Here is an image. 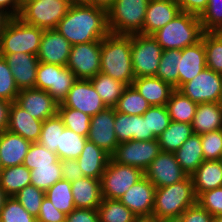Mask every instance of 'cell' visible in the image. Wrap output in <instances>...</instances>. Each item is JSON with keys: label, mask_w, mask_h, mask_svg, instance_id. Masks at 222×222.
Instances as JSON below:
<instances>
[{"label": "cell", "mask_w": 222, "mask_h": 222, "mask_svg": "<svg viewBox=\"0 0 222 222\" xmlns=\"http://www.w3.org/2000/svg\"><path fill=\"white\" fill-rule=\"evenodd\" d=\"M55 29L71 45L101 41L110 33L107 11L85 3H72Z\"/></svg>", "instance_id": "cell-1"}, {"label": "cell", "mask_w": 222, "mask_h": 222, "mask_svg": "<svg viewBox=\"0 0 222 222\" xmlns=\"http://www.w3.org/2000/svg\"><path fill=\"white\" fill-rule=\"evenodd\" d=\"M100 72L132 85L135 75L131 60V35L109 33L101 40Z\"/></svg>", "instance_id": "cell-2"}, {"label": "cell", "mask_w": 222, "mask_h": 222, "mask_svg": "<svg viewBox=\"0 0 222 222\" xmlns=\"http://www.w3.org/2000/svg\"><path fill=\"white\" fill-rule=\"evenodd\" d=\"M196 202L191 176H187L181 182L156 188L152 216L166 222L177 221Z\"/></svg>", "instance_id": "cell-3"}, {"label": "cell", "mask_w": 222, "mask_h": 222, "mask_svg": "<svg viewBox=\"0 0 222 222\" xmlns=\"http://www.w3.org/2000/svg\"><path fill=\"white\" fill-rule=\"evenodd\" d=\"M203 33L199 16L181 11L152 36L163 50H182L199 42Z\"/></svg>", "instance_id": "cell-4"}, {"label": "cell", "mask_w": 222, "mask_h": 222, "mask_svg": "<svg viewBox=\"0 0 222 222\" xmlns=\"http://www.w3.org/2000/svg\"><path fill=\"white\" fill-rule=\"evenodd\" d=\"M149 0H115L107 11L112 34H143V23Z\"/></svg>", "instance_id": "cell-5"}, {"label": "cell", "mask_w": 222, "mask_h": 222, "mask_svg": "<svg viewBox=\"0 0 222 222\" xmlns=\"http://www.w3.org/2000/svg\"><path fill=\"white\" fill-rule=\"evenodd\" d=\"M44 29L25 24L13 17L0 34V54L17 52L37 55Z\"/></svg>", "instance_id": "cell-6"}, {"label": "cell", "mask_w": 222, "mask_h": 222, "mask_svg": "<svg viewBox=\"0 0 222 222\" xmlns=\"http://www.w3.org/2000/svg\"><path fill=\"white\" fill-rule=\"evenodd\" d=\"M69 0H33L24 2L19 18L28 25L38 28L55 29L59 21L66 15Z\"/></svg>", "instance_id": "cell-7"}, {"label": "cell", "mask_w": 222, "mask_h": 222, "mask_svg": "<svg viewBox=\"0 0 222 222\" xmlns=\"http://www.w3.org/2000/svg\"><path fill=\"white\" fill-rule=\"evenodd\" d=\"M163 49L152 35H131V60L135 78L156 76Z\"/></svg>", "instance_id": "cell-8"}, {"label": "cell", "mask_w": 222, "mask_h": 222, "mask_svg": "<svg viewBox=\"0 0 222 222\" xmlns=\"http://www.w3.org/2000/svg\"><path fill=\"white\" fill-rule=\"evenodd\" d=\"M143 177L144 172L141 169L118 164L110 158L100 180L102 198L119 200Z\"/></svg>", "instance_id": "cell-9"}, {"label": "cell", "mask_w": 222, "mask_h": 222, "mask_svg": "<svg viewBox=\"0 0 222 222\" xmlns=\"http://www.w3.org/2000/svg\"><path fill=\"white\" fill-rule=\"evenodd\" d=\"M77 80L66 66L39 62L35 88L47 91L60 104Z\"/></svg>", "instance_id": "cell-10"}, {"label": "cell", "mask_w": 222, "mask_h": 222, "mask_svg": "<svg viewBox=\"0 0 222 222\" xmlns=\"http://www.w3.org/2000/svg\"><path fill=\"white\" fill-rule=\"evenodd\" d=\"M161 152L157 139L137 141L131 140L118 144L111 159L122 165L141 169L143 172Z\"/></svg>", "instance_id": "cell-11"}, {"label": "cell", "mask_w": 222, "mask_h": 222, "mask_svg": "<svg viewBox=\"0 0 222 222\" xmlns=\"http://www.w3.org/2000/svg\"><path fill=\"white\" fill-rule=\"evenodd\" d=\"M101 41L75 44L71 46L68 67L77 79L89 80L100 73Z\"/></svg>", "instance_id": "cell-12"}, {"label": "cell", "mask_w": 222, "mask_h": 222, "mask_svg": "<svg viewBox=\"0 0 222 222\" xmlns=\"http://www.w3.org/2000/svg\"><path fill=\"white\" fill-rule=\"evenodd\" d=\"M222 89V74L205 68L192 80L183 84L178 91L189 97L193 102L216 103L219 102Z\"/></svg>", "instance_id": "cell-13"}, {"label": "cell", "mask_w": 222, "mask_h": 222, "mask_svg": "<svg viewBox=\"0 0 222 222\" xmlns=\"http://www.w3.org/2000/svg\"><path fill=\"white\" fill-rule=\"evenodd\" d=\"M106 107L91 81L86 79H78L69 90L67 97L58 105V108H72L90 117Z\"/></svg>", "instance_id": "cell-14"}, {"label": "cell", "mask_w": 222, "mask_h": 222, "mask_svg": "<svg viewBox=\"0 0 222 222\" xmlns=\"http://www.w3.org/2000/svg\"><path fill=\"white\" fill-rule=\"evenodd\" d=\"M115 108L106 107L91 117L88 141L103 149L110 156L118 146V139L114 129Z\"/></svg>", "instance_id": "cell-15"}, {"label": "cell", "mask_w": 222, "mask_h": 222, "mask_svg": "<svg viewBox=\"0 0 222 222\" xmlns=\"http://www.w3.org/2000/svg\"><path fill=\"white\" fill-rule=\"evenodd\" d=\"M144 176L156 187L181 182L187 177L174 153L161 151L144 171Z\"/></svg>", "instance_id": "cell-16"}, {"label": "cell", "mask_w": 222, "mask_h": 222, "mask_svg": "<svg viewBox=\"0 0 222 222\" xmlns=\"http://www.w3.org/2000/svg\"><path fill=\"white\" fill-rule=\"evenodd\" d=\"M16 103L32 117L41 121L58 113L59 103L47 91L38 88L20 90Z\"/></svg>", "instance_id": "cell-17"}, {"label": "cell", "mask_w": 222, "mask_h": 222, "mask_svg": "<svg viewBox=\"0 0 222 222\" xmlns=\"http://www.w3.org/2000/svg\"><path fill=\"white\" fill-rule=\"evenodd\" d=\"M156 187L144 176L119 199L137 217L152 216Z\"/></svg>", "instance_id": "cell-18"}, {"label": "cell", "mask_w": 222, "mask_h": 222, "mask_svg": "<svg viewBox=\"0 0 222 222\" xmlns=\"http://www.w3.org/2000/svg\"><path fill=\"white\" fill-rule=\"evenodd\" d=\"M71 46L70 42L56 29H46L41 37L37 58L39 62L66 66Z\"/></svg>", "instance_id": "cell-19"}, {"label": "cell", "mask_w": 222, "mask_h": 222, "mask_svg": "<svg viewBox=\"0 0 222 222\" xmlns=\"http://www.w3.org/2000/svg\"><path fill=\"white\" fill-rule=\"evenodd\" d=\"M6 60L19 90L35 88L36 73L39 64L37 55L17 52L0 54Z\"/></svg>", "instance_id": "cell-20"}, {"label": "cell", "mask_w": 222, "mask_h": 222, "mask_svg": "<svg viewBox=\"0 0 222 222\" xmlns=\"http://www.w3.org/2000/svg\"><path fill=\"white\" fill-rule=\"evenodd\" d=\"M114 129L119 144L131 140L157 139L153 134H148L147 118L142 115H128L115 110Z\"/></svg>", "instance_id": "cell-21"}, {"label": "cell", "mask_w": 222, "mask_h": 222, "mask_svg": "<svg viewBox=\"0 0 222 222\" xmlns=\"http://www.w3.org/2000/svg\"><path fill=\"white\" fill-rule=\"evenodd\" d=\"M43 121L32 117L16 102H12L9 109L7 130L20 135L31 143L38 142L42 131Z\"/></svg>", "instance_id": "cell-22"}, {"label": "cell", "mask_w": 222, "mask_h": 222, "mask_svg": "<svg viewBox=\"0 0 222 222\" xmlns=\"http://www.w3.org/2000/svg\"><path fill=\"white\" fill-rule=\"evenodd\" d=\"M180 12L176 0H149L143 23V34L152 35Z\"/></svg>", "instance_id": "cell-23"}, {"label": "cell", "mask_w": 222, "mask_h": 222, "mask_svg": "<svg viewBox=\"0 0 222 222\" xmlns=\"http://www.w3.org/2000/svg\"><path fill=\"white\" fill-rule=\"evenodd\" d=\"M206 68L203 40L181 50L178 68V89Z\"/></svg>", "instance_id": "cell-24"}, {"label": "cell", "mask_w": 222, "mask_h": 222, "mask_svg": "<svg viewBox=\"0 0 222 222\" xmlns=\"http://www.w3.org/2000/svg\"><path fill=\"white\" fill-rule=\"evenodd\" d=\"M31 142L20 135L4 130L0 133V160L2 168L22 165Z\"/></svg>", "instance_id": "cell-25"}, {"label": "cell", "mask_w": 222, "mask_h": 222, "mask_svg": "<svg viewBox=\"0 0 222 222\" xmlns=\"http://www.w3.org/2000/svg\"><path fill=\"white\" fill-rule=\"evenodd\" d=\"M111 156L93 142L86 141L81 155L76 159L84 177L101 180Z\"/></svg>", "instance_id": "cell-26"}, {"label": "cell", "mask_w": 222, "mask_h": 222, "mask_svg": "<svg viewBox=\"0 0 222 222\" xmlns=\"http://www.w3.org/2000/svg\"><path fill=\"white\" fill-rule=\"evenodd\" d=\"M132 85L151 106L166 105L175 90L170 84L156 76L135 78Z\"/></svg>", "instance_id": "cell-27"}, {"label": "cell", "mask_w": 222, "mask_h": 222, "mask_svg": "<svg viewBox=\"0 0 222 222\" xmlns=\"http://www.w3.org/2000/svg\"><path fill=\"white\" fill-rule=\"evenodd\" d=\"M71 188L76 208L98 209L103 199L100 180L83 177L72 181Z\"/></svg>", "instance_id": "cell-28"}, {"label": "cell", "mask_w": 222, "mask_h": 222, "mask_svg": "<svg viewBox=\"0 0 222 222\" xmlns=\"http://www.w3.org/2000/svg\"><path fill=\"white\" fill-rule=\"evenodd\" d=\"M191 179L196 197L205 191L222 187V160H204Z\"/></svg>", "instance_id": "cell-29"}, {"label": "cell", "mask_w": 222, "mask_h": 222, "mask_svg": "<svg viewBox=\"0 0 222 222\" xmlns=\"http://www.w3.org/2000/svg\"><path fill=\"white\" fill-rule=\"evenodd\" d=\"M193 134H204L222 129V106L216 103L197 105L192 122Z\"/></svg>", "instance_id": "cell-30"}, {"label": "cell", "mask_w": 222, "mask_h": 222, "mask_svg": "<svg viewBox=\"0 0 222 222\" xmlns=\"http://www.w3.org/2000/svg\"><path fill=\"white\" fill-rule=\"evenodd\" d=\"M174 155L182 170L191 176L204 161L200 135L192 134Z\"/></svg>", "instance_id": "cell-31"}, {"label": "cell", "mask_w": 222, "mask_h": 222, "mask_svg": "<svg viewBox=\"0 0 222 222\" xmlns=\"http://www.w3.org/2000/svg\"><path fill=\"white\" fill-rule=\"evenodd\" d=\"M31 184V172L22 165L3 168L0 172V186L8 197H14Z\"/></svg>", "instance_id": "cell-32"}, {"label": "cell", "mask_w": 222, "mask_h": 222, "mask_svg": "<svg viewBox=\"0 0 222 222\" xmlns=\"http://www.w3.org/2000/svg\"><path fill=\"white\" fill-rule=\"evenodd\" d=\"M192 134V124L171 121L157 140L161 151L175 153Z\"/></svg>", "instance_id": "cell-33"}, {"label": "cell", "mask_w": 222, "mask_h": 222, "mask_svg": "<svg viewBox=\"0 0 222 222\" xmlns=\"http://www.w3.org/2000/svg\"><path fill=\"white\" fill-rule=\"evenodd\" d=\"M197 105L189 97L175 89L166 103V108L171 121L192 124Z\"/></svg>", "instance_id": "cell-34"}, {"label": "cell", "mask_w": 222, "mask_h": 222, "mask_svg": "<svg viewBox=\"0 0 222 222\" xmlns=\"http://www.w3.org/2000/svg\"><path fill=\"white\" fill-rule=\"evenodd\" d=\"M107 107H115L126 85L103 73L89 79Z\"/></svg>", "instance_id": "cell-35"}, {"label": "cell", "mask_w": 222, "mask_h": 222, "mask_svg": "<svg viewBox=\"0 0 222 222\" xmlns=\"http://www.w3.org/2000/svg\"><path fill=\"white\" fill-rule=\"evenodd\" d=\"M99 222H135L137 216L119 200L103 198L98 206Z\"/></svg>", "instance_id": "cell-36"}, {"label": "cell", "mask_w": 222, "mask_h": 222, "mask_svg": "<svg viewBox=\"0 0 222 222\" xmlns=\"http://www.w3.org/2000/svg\"><path fill=\"white\" fill-rule=\"evenodd\" d=\"M150 107L151 105L137 89L133 85H128L114 108L128 115H143Z\"/></svg>", "instance_id": "cell-37"}, {"label": "cell", "mask_w": 222, "mask_h": 222, "mask_svg": "<svg viewBox=\"0 0 222 222\" xmlns=\"http://www.w3.org/2000/svg\"><path fill=\"white\" fill-rule=\"evenodd\" d=\"M180 49L163 50L156 77L178 90Z\"/></svg>", "instance_id": "cell-38"}, {"label": "cell", "mask_w": 222, "mask_h": 222, "mask_svg": "<svg viewBox=\"0 0 222 222\" xmlns=\"http://www.w3.org/2000/svg\"><path fill=\"white\" fill-rule=\"evenodd\" d=\"M45 197L49 199L53 206L66 215L72 212L76 207L72 195L71 182L67 180L57 181L47 191Z\"/></svg>", "instance_id": "cell-39"}, {"label": "cell", "mask_w": 222, "mask_h": 222, "mask_svg": "<svg viewBox=\"0 0 222 222\" xmlns=\"http://www.w3.org/2000/svg\"><path fill=\"white\" fill-rule=\"evenodd\" d=\"M206 67L222 74V32H204Z\"/></svg>", "instance_id": "cell-40"}, {"label": "cell", "mask_w": 222, "mask_h": 222, "mask_svg": "<svg viewBox=\"0 0 222 222\" xmlns=\"http://www.w3.org/2000/svg\"><path fill=\"white\" fill-rule=\"evenodd\" d=\"M87 140V137L78 135L72 130L64 128L62 134H60L56 154L60 160L77 159L81 155Z\"/></svg>", "instance_id": "cell-41"}, {"label": "cell", "mask_w": 222, "mask_h": 222, "mask_svg": "<svg viewBox=\"0 0 222 222\" xmlns=\"http://www.w3.org/2000/svg\"><path fill=\"white\" fill-rule=\"evenodd\" d=\"M64 128L65 125L58 113L46 119L43 121L38 143L46 147L49 151L56 153L59 146L60 134H62Z\"/></svg>", "instance_id": "cell-42"}, {"label": "cell", "mask_w": 222, "mask_h": 222, "mask_svg": "<svg viewBox=\"0 0 222 222\" xmlns=\"http://www.w3.org/2000/svg\"><path fill=\"white\" fill-rule=\"evenodd\" d=\"M30 172L31 184L43 191H47L57 181L63 179L61 173V160L52 164V166H35V169Z\"/></svg>", "instance_id": "cell-43"}, {"label": "cell", "mask_w": 222, "mask_h": 222, "mask_svg": "<svg viewBox=\"0 0 222 222\" xmlns=\"http://www.w3.org/2000/svg\"><path fill=\"white\" fill-rule=\"evenodd\" d=\"M58 114L62 118L65 128L78 135L88 136L91 120L89 115L72 108H58Z\"/></svg>", "instance_id": "cell-44"}, {"label": "cell", "mask_w": 222, "mask_h": 222, "mask_svg": "<svg viewBox=\"0 0 222 222\" xmlns=\"http://www.w3.org/2000/svg\"><path fill=\"white\" fill-rule=\"evenodd\" d=\"M56 153L49 151L38 142L31 143L28 152L24 158L23 165L30 171L35 169V166H52L59 161Z\"/></svg>", "instance_id": "cell-45"}, {"label": "cell", "mask_w": 222, "mask_h": 222, "mask_svg": "<svg viewBox=\"0 0 222 222\" xmlns=\"http://www.w3.org/2000/svg\"><path fill=\"white\" fill-rule=\"evenodd\" d=\"M147 118L148 134L158 138L169 126L171 118L166 105L151 106L143 115Z\"/></svg>", "instance_id": "cell-46"}, {"label": "cell", "mask_w": 222, "mask_h": 222, "mask_svg": "<svg viewBox=\"0 0 222 222\" xmlns=\"http://www.w3.org/2000/svg\"><path fill=\"white\" fill-rule=\"evenodd\" d=\"M199 19L203 32H222V0H209Z\"/></svg>", "instance_id": "cell-47"}, {"label": "cell", "mask_w": 222, "mask_h": 222, "mask_svg": "<svg viewBox=\"0 0 222 222\" xmlns=\"http://www.w3.org/2000/svg\"><path fill=\"white\" fill-rule=\"evenodd\" d=\"M44 197L45 191L30 184L20 190L14 196V199H16L31 215L37 218Z\"/></svg>", "instance_id": "cell-48"}, {"label": "cell", "mask_w": 222, "mask_h": 222, "mask_svg": "<svg viewBox=\"0 0 222 222\" xmlns=\"http://www.w3.org/2000/svg\"><path fill=\"white\" fill-rule=\"evenodd\" d=\"M0 222H38L14 197H8L0 212Z\"/></svg>", "instance_id": "cell-49"}, {"label": "cell", "mask_w": 222, "mask_h": 222, "mask_svg": "<svg viewBox=\"0 0 222 222\" xmlns=\"http://www.w3.org/2000/svg\"><path fill=\"white\" fill-rule=\"evenodd\" d=\"M19 92L6 60L0 56V99L16 102Z\"/></svg>", "instance_id": "cell-50"}, {"label": "cell", "mask_w": 222, "mask_h": 222, "mask_svg": "<svg viewBox=\"0 0 222 222\" xmlns=\"http://www.w3.org/2000/svg\"><path fill=\"white\" fill-rule=\"evenodd\" d=\"M204 160L222 159V129L200 135Z\"/></svg>", "instance_id": "cell-51"}, {"label": "cell", "mask_w": 222, "mask_h": 222, "mask_svg": "<svg viewBox=\"0 0 222 222\" xmlns=\"http://www.w3.org/2000/svg\"><path fill=\"white\" fill-rule=\"evenodd\" d=\"M197 202L213 216L222 214V187L201 193Z\"/></svg>", "instance_id": "cell-52"}, {"label": "cell", "mask_w": 222, "mask_h": 222, "mask_svg": "<svg viewBox=\"0 0 222 222\" xmlns=\"http://www.w3.org/2000/svg\"><path fill=\"white\" fill-rule=\"evenodd\" d=\"M177 222H214V216L196 202L180 215Z\"/></svg>", "instance_id": "cell-53"}, {"label": "cell", "mask_w": 222, "mask_h": 222, "mask_svg": "<svg viewBox=\"0 0 222 222\" xmlns=\"http://www.w3.org/2000/svg\"><path fill=\"white\" fill-rule=\"evenodd\" d=\"M66 214L55 208L52 202L46 197L43 198L39 215L37 216L38 222H66Z\"/></svg>", "instance_id": "cell-54"}, {"label": "cell", "mask_w": 222, "mask_h": 222, "mask_svg": "<svg viewBox=\"0 0 222 222\" xmlns=\"http://www.w3.org/2000/svg\"><path fill=\"white\" fill-rule=\"evenodd\" d=\"M66 222H99L98 210L75 208L67 214Z\"/></svg>", "instance_id": "cell-55"}, {"label": "cell", "mask_w": 222, "mask_h": 222, "mask_svg": "<svg viewBox=\"0 0 222 222\" xmlns=\"http://www.w3.org/2000/svg\"><path fill=\"white\" fill-rule=\"evenodd\" d=\"M61 173L64 180L69 182L83 178V172L76 159L61 160Z\"/></svg>", "instance_id": "cell-56"}, {"label": "cell", "mask_w": 222, "mask_h": 222, "mask_svg": "<svg viewBox=\"0 0 222 222\" xmlns=\"http://www.w3.org/2000/svg\"><path fill=\"white\" fill-rule=\"evenodd\" d=\"M209 0H176L180 11L200 16L206 9Z\"/></svg>", "instance_id": "cell-57"}, {"label": "cell", "mask_w": 222, "mask_h": 222, "mask_svg": "<svg viewBox=\"0 0 222 222\" xmlns=\"http://www.w3.org/2000/svg\"><path fill=\"white\" fill-rule=\"evenodd\" d=\"M22 4L20 0H0V8L8 12L12 17H18Z\"/></svg>", "instance_id": "cell-58"}, {"label": "cell", "mask_w": 222, "mask_h": 222, "mask_svg": "<svg viewBox=\"0 0 222 222\" xmlns=\"http://www.w3.org/2000/svg\"><path fill=\"white\" fill-rule=\"evenodd\" d=\"M11 102L0 99V133L7 130Z\"/></svg>", "instance_id": "cell-59"}, {"label": "cell", "mask_w": 222, "mask_h": 222, "mask_svg": "<svg viewBox=\"0 0 222 222\" xmlns=\"http://www.w3.org/2000/svg\"><path fill=\"white\" fill-rule=\"evenodd\" d=\"M114 1L115 0H86L84 3L108 11L112 7Z\"/></svg>", "instance_id": "cell-60"}, {"label": "cell", "mask_w": 222, "mask_h": 222, "mask_svg": "<svg viewBox=\"0 0 222 222\" xmlns=\"http://www.w3.org/2000/svg\"><path fill=\"white\" fill-rule=\"evenodd\" d=\"M12 18L13 17L8 12H6L4 9L0 8V34L4 31L8 22Z\"/></svg>", "instance_id": "cell-61"}, {"label": "cell", "mask_w": 222, "mask_h": 222, "mask_svg": "<svg viewBox=\"0 0 222 222\" xmlns=\"http://www.w3.org/2000/svg\"><path fill=\"white\" fill-rule=\"evenodd\" d=\"M135 222H166V221L160 220L154 216H147V217H137Z\"/></svg>", "instance_id": "cell-62"}, {"label": "cell", "mask_w": 222, "mask_h": 222, "mask_svg": "<svg viewBox=\"0 0 222 222\" xmlns=\"http://www.w3.org/2000/svg\"><path fill=\"white\" fill-rule=\"evenodd\" d=\"M8 198L6 193L3 191V189L0 186V212L2 210V207L4 206L5 200Z\"/></svg>", "instance_id": "cell-63"}, {"label": "cell", "mask_w": 222, "mask_h": 222, "mask_svg": "<svg viewBox=\"0 0 222 222\" xmlns=\"http://www.w3.org/2000/svg\"><path fill=\"white\" fill-rule=\"evenodd\" d=\"M214 222H222V214L214 216Z\"/></svg>", "instance_id": "cell-64"}, {"label": "cell", "mask_w": 222, "mask_h": 222, "mask_svg": "<svg viewBox=\"0 0 222 222\" xmlns=\"http://www.w3.org/2000/svg\"><path fill=\"white\" fill-rule=\"evenodd\" d=\"M71 3H84L86 0H69Z\"/></svg>", "instance_id": "cell-65"}, {"label": "cell", "mask_w": 222, "mask_h": 222, "mask_svg": "<svg viewBox=\"0 0 222 222\" xmlns=\"http://www.w3.org/2000/svg\"><path fill=\"white\" fill-rule=\"evenodd\" d=\"M219 104L222 106V89H221V97H220V100H219Z\"/></svg>", "instance_id": "cell-66"}, {"label": "cell", "mask_w": 222, "mask_h": 222, "mask_svg": "<svg viewBox=\"0 0 222 222\" xmlns=\"http://www.w3.org/2000/svg\"><path fill=\"white\" fill-rule=\"evenodd\" d=\"M28 1H33V0H20L21 4H23L24 2H28Z\"/></svg>", "instance_id": "cell-67"}, {"label": "cell", "mask_w": 222, "mask_h": 222, "mask_svg": "<svg viewBox=\"0 0 222 222\" xmlns=\"http://www.w3.org/2000/svg\"><path fill=\"white\" fill-rule=\"evenodd\" d=\"M2 164H1V160H0V172L2 171Z\"/></svg>", "instance_id": "cell-68"}]
</instances>
